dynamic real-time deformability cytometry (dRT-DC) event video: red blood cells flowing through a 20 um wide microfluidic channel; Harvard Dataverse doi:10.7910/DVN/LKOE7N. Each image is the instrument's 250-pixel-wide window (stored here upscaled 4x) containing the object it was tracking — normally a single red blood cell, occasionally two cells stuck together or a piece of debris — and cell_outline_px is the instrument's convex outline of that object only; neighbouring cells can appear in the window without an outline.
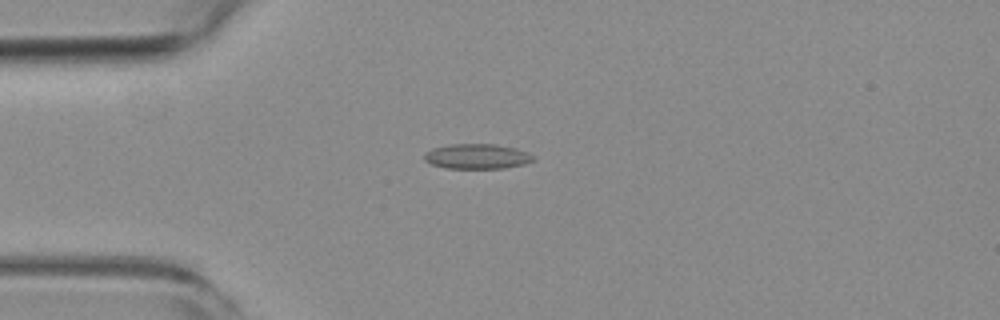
{"species": "common noctule bat (a hibernating species)", "species_latin": "Nyctalus noctula", "temperature_condition": "room temperature", "stored_images_in_passage": 22, "camera_frame_rate_fps": 3000, "um_per_image_px": 0.085, "animal": {"sex": "female", "body_mass_g": 19.3, "forearm_length_mm": 54.1}, "frame": {"image": 1, "passage_image": 3, "time_ms": 0.667, "image_size_px": [1000, 320], "cell_outline_px": [[536, 160], [524, 164], [504, 168], [444, 168], [432, 164], [424, 160], [424, 152], [432, 148], [448, 144], [496, 144], [516, 148], [528, 152], [536, 156]], "centroid_in_image_um": [40.57, 13.28], "position_along_channel_um": 44.4, "area_um2": 16.13}}
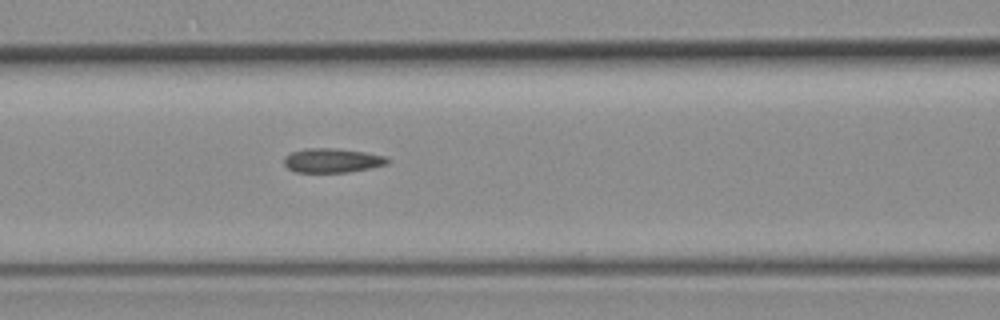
{"frame": {"image": 2, "passage_image": 12, "time_ms": 3.667, "image_size_px": [1000, 320], "cell_outline_px": [[388, 164], [348, 172], [296, 172], [288, 168], [284, 164], [284, 156], [292, 152], [308, 148], [332, 148], [364, 152], [384, 156], [388, 160]], "centroid_in_image_um": [28.2, 13.64], "position_along_channel_um": 138.4, "area_um2": 14.39}}
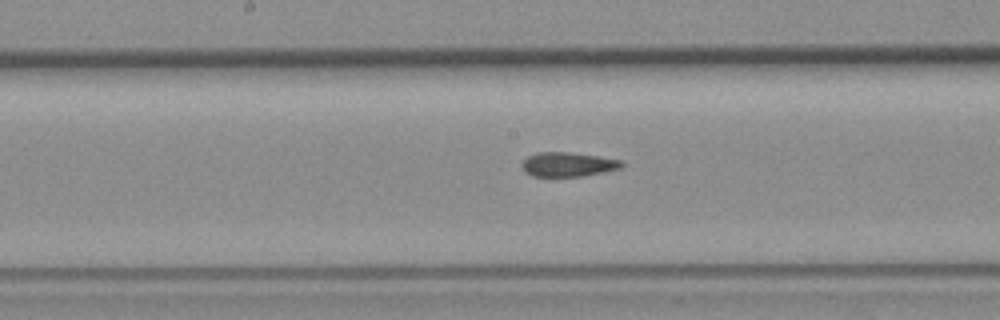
{"frame": {"image": 3, "passage_image": 17, "time_ms": 5.333, "image_size_px": [1000, 320], "cell_outline_px": [[624, 164], [620, 168], [584, 176], [532, 176], [524, 172], [520, 164], [528, 156], [536, 152], [568, 152], [600, 156], [620, 160]], "centroid_in_image_um": [48.23, 13.97], "position_along_channel_um": 200.0, "area_um2": 14.16}}